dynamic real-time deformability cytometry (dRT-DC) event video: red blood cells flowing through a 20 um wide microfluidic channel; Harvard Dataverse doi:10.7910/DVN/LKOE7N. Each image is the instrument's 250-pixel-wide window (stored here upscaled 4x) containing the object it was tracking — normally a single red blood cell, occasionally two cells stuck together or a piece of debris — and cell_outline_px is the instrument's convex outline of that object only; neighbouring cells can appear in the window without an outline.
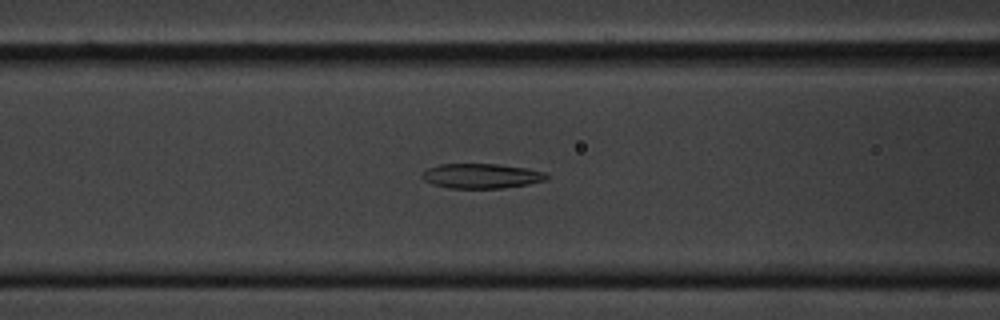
{"species": "common noctule bat (a hibernating species)", "species_latin": "Nyctalus noctula", "temperature_condition": "cold", "stored_images_in_passage": 36, "segment_of_instrument_passage": [1, 2], "camera_frame_rate_fps": 3000, "um_per_image_px": 0.085, "animal": {"sex": "male", "body_mass_g": 20.1, "forearm_length_mm": 53.5}, "frame": {"image": 1, "passage_image": 8, "time_ms": 2.333, "image_size_px": [1000, 320], "cell_outline_px": [[548, 180], [528, 184], [504, 188], [448, 188], [432, 184], [424, 180], [420, 176], [428, 168], [440, 164], [500, 164], [528, 168], [544, 172], [548, 176]], "centroid_in_image_um": [40.94, 14.95], "position_along_channel_um": 125.7, "area_um2": 18.09}}
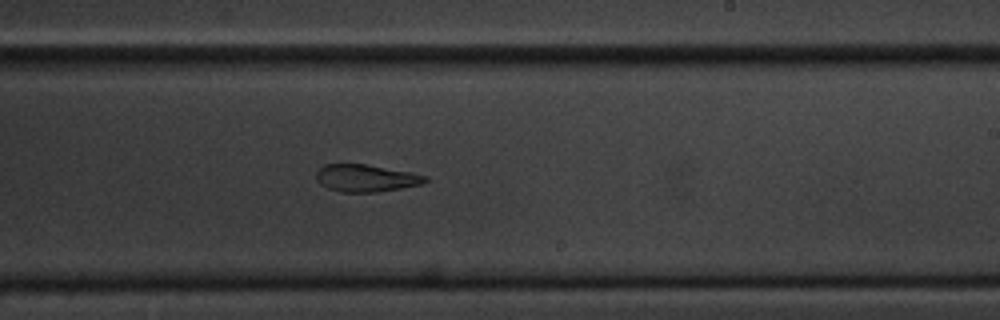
{"frame": {"image": 2, "passage_image": 20, "time_ms": 6.333, "image_size_px": [1000, 320], "cell_outline_px": [[428, 180], [420, 184], [400, 188], [376, 192], [340, 192], [328, 188], [320, 184], [316, 180], [316, 172], [324, 164], [368, 164], [428, 176]], "centroid_in_image_um": [31.06, 15.14], "position_along_channel_um": 257.9, "area_um2": 17.22}}
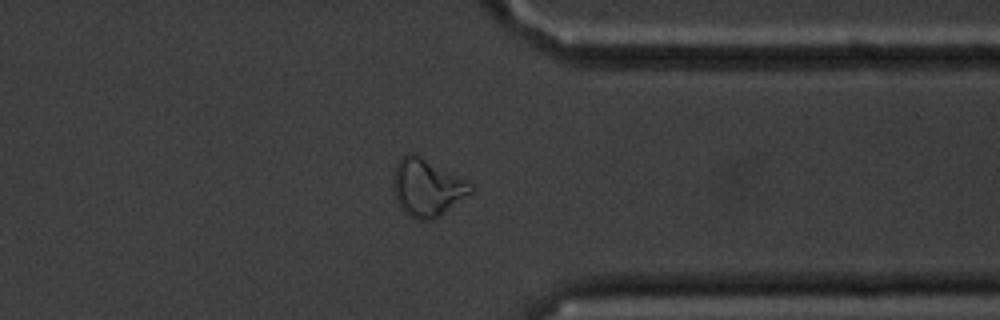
{"frame": {"image": 3, "passage_image": 31, "time_ms": 10.0, "image_size_px": [1000, 320], "cell_outline_px": [[476, 188], [472, 192], [440, 216], [428, 220], [420, 220], [404, 212], [400, 208], [392, 184], [392, 176], [396, 164], [408, 152], [412, 152], [420, 156], [472, 184]], "centroid_in_image_um": [36.28, 15.95], "position_along_channel_um": 375.1, "area_um2": 25.49}}